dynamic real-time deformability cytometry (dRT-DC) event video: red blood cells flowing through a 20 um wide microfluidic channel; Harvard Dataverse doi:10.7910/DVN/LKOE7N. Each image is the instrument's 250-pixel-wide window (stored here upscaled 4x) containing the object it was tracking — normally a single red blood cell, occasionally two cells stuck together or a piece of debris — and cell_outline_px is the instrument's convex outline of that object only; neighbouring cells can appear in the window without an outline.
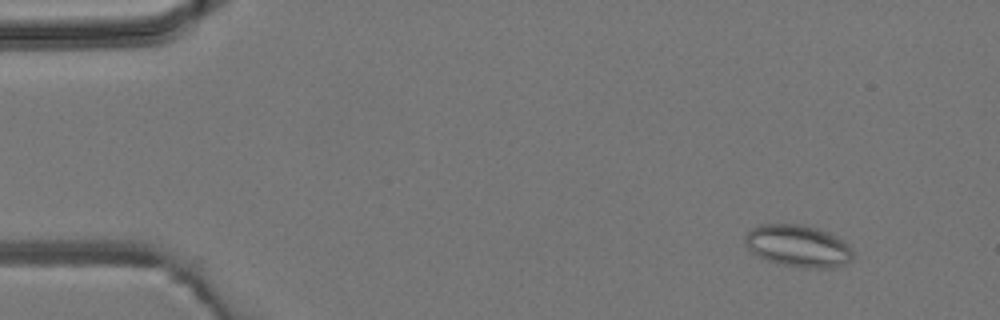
{"species": "common noctule bat (a hibernating species)", "species_latin": "Nyctalus noctula", "temperature_condition": "room temperature", "stored_images_in_passage": 7, "camera_frame_rate_fps": 3000, "um_per_image_px": 0.085, "animal": {"sex": "male", "body_mass_g": 19.2, "forearm_length_mm": 51.8}, "frame": {"image": 1, "passage_image": 2, "time_ms": 1.0, "image_size_px": [1000, 320], "cell_outline_px": [[852, 260], [844, 264], [832, 268], [800, 268], [768, 260], [752, 252], [744, 244], [744, 236], [752, 228], [760, 224], [800, 224], [816, 228], [828, 232], [836, 236], [852, 252]], "centroid_in_image_um": [67.79, 20.9], "position_along_channel_um": 17.2, "area_um2": 26.13}}
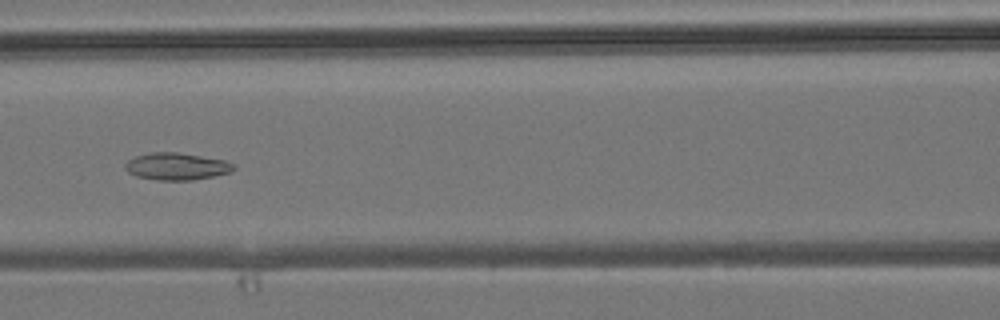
{"frame": {"image": 2, "passage_image": 7, "time_ms": 6.667, "image_size_px": [1000, 320], "cell_outline_px": [[236, 168], [232, 172], [192, 180], [156, 180], [136, 176], [128, 172], [124, 168], [124, 164], [128, 160], [136, 156], [152, 152], [180, 152], [224, 160], [236, 164]], "centroid_in_image_um": [15.02, 14.14], "position_along_channel_um": 151.6, "area_um2": 17.28}}